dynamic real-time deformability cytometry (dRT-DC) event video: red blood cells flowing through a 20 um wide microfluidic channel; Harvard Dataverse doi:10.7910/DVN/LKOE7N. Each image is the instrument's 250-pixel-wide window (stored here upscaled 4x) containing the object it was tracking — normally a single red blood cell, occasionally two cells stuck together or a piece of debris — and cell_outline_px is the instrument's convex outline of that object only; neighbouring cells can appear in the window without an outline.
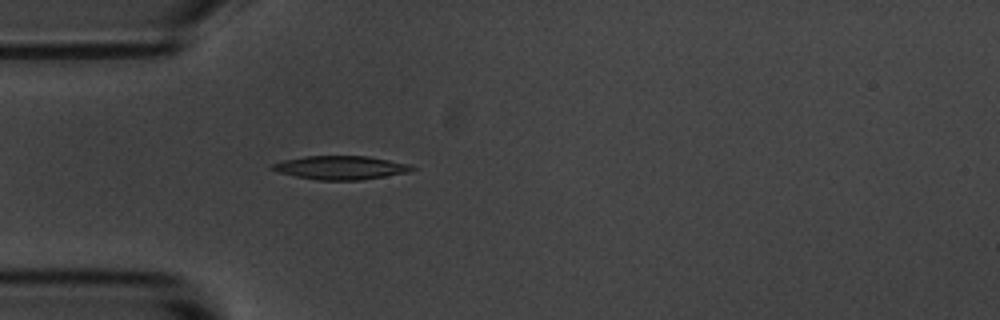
{"species": "common noctule bat (a hibernating species)", "species_latin": "Nyctalus noctula", "temperature_condition": "room temperature", "stored_images_in_passage": 4, "camera_frame_rate_fps": 3000, "um_per_image_px": 0.085, "animal": {"sex": "male", "body_mass_g": 20.1, "forearm_length_mm": 53.5}, "frame": {"image": 1, "passage_image": 4, "time_ms": 3.667, "image_size_px": [1000, 320], "cell_outline_px": [[416, 168], [412, 172], [360, 180], [316, 180], [276, 172], [268, 168], [272, 164], [284, 160], [304, 156], [368, 156], [408, 164]], "centroid_in_image_um": [28.93, 14.25], "position_along_channel_um": 56.1, "area_um2": 19.31}}